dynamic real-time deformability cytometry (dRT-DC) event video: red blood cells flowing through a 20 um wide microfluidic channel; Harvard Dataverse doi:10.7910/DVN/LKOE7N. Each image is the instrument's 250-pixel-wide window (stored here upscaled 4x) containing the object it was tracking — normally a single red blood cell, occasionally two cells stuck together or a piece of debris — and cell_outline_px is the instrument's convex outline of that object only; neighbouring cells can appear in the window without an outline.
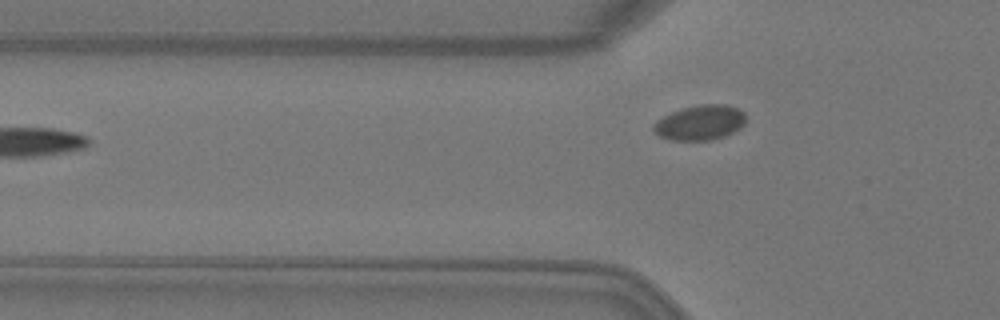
{"species": "Egyptian fruit bat (a non-hibernating species)", "species_latin": "Rousettus aegyptiacus", "temperature_condition": "warm", "stored_images_in_passage": 4, "camera_frame_rate_fps": 3000, "um_per_image_px": 0.085, "animal": {"sex": "female"}, "frame": {"image": 1, "passage_image": 4, "time_ms": 1.0, "image_size_px": [1000, 320], "cell_outline_px": [[744, 124], [740, 128], [724, 136], [712, 140], [668, 140], [660, 136], [652, 128], [652, 124], [656, 120], [672, 112], [684, 108], [700, 104], [728, 104], [740, 108], [744, 112]], "centroid_in_image_um": [59.51, 10.41], "position_along_channel_um": 66.3, "area_um2": 18.84}}